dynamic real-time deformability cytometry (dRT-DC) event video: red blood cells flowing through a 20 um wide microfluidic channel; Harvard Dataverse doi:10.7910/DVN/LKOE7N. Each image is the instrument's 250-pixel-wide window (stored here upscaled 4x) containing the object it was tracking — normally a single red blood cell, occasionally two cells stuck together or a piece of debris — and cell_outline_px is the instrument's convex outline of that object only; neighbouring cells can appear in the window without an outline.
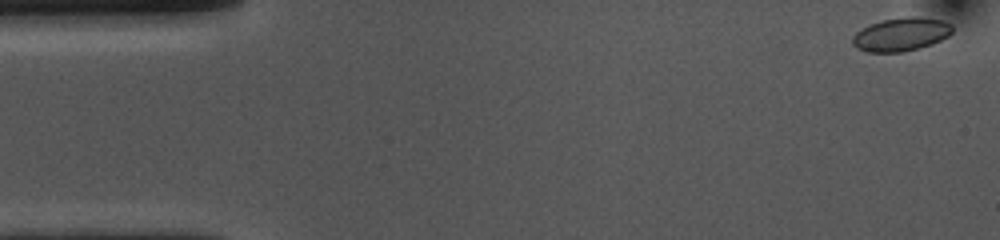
{"species": "common noctule bat (a hibernating species)", "species_latin": "Nyctalus noctula", "temperature_condition": "cold", "stored_images_in_passage": 53, "camera_frame_rate_fps": 3000, "um_per_image_px": 0.085, "animal": {"sex": "female", "body_mass_g": 10.0, "forearm_length_mm": 53.1}, "frame": {"image": 1, "passage_image": 1, "time_ms": 0.0, "image_size_px": [1000, 240], "cell_outline_px": [[952, 32], [948, 36], [932, 44], [920, 48], [900, 52], [868, 52], [856, 48], [852, 44], [852, 36], [856, 32], [872, 24], [884, 20], [908, 16], [920, 16], [944, 20], [952, 24]], "centroid_in_image_um": [76.62, 2.92], "position_along_channel_um": 8.4, "area_um2": 19.48}}
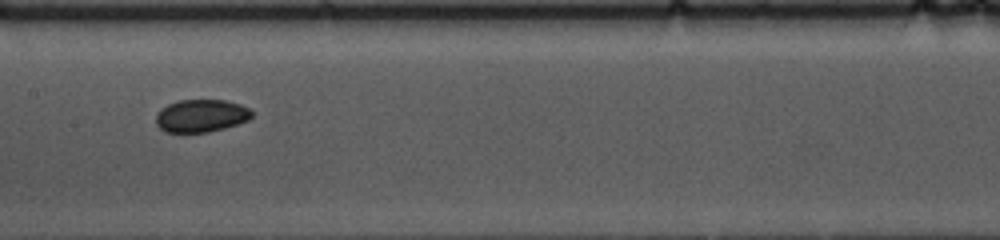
{"frame": {"image": 2, "passage_image": 25, "time_ms": 8.0, "image_size_px": [1000, 240], "cell_outline_px": [[252, 116], [248, 120], [224, 128], [208, 132], [164, 132], [156, 124], [156, 116], [160, 108], [168, 104], [180, 100], [224, 100], [240, 104], [248, 108], [252, 112]], "centroid_in_image_um": [17.07, 9.84], "position_along_channel_um": 190.3, "area_um2": 18.21}}
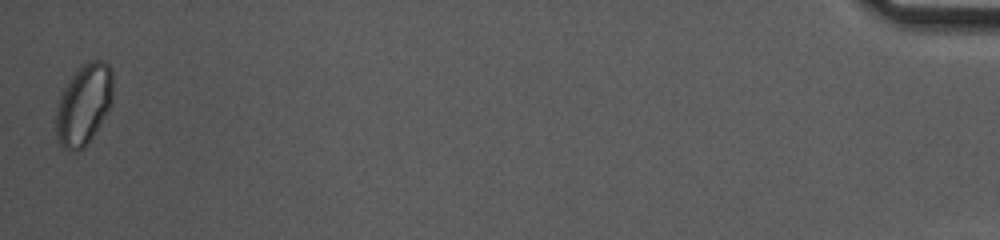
{"frame": {"image": 3, "passage_image": 53, "time_ms": 17.333, "image_size_px": [1000, 240], "cell_outline_px": [[112, 104], [88, 144], [84, 148], [68, 152], [56, 140], [56, 108], [60, 92], [80, 64], [88, 60], [104, 60], [112, 68]], "centroid_in_image_um": [7.11, 8.86], "position_along_channel_um": 428.1, "area_um2": 27.34}, "authors_computed_cell_mechanics": {"area_um2": 19.0162, "velocity_mm_per_s": 3.6161, "shape_relaxation_time_tau1_ms": 2.9552, "shape_relaxation_time_tau2_ms": 3.2262, "deformation_change_tau1": 0.0595, "deformation_change_tau2": 0.0554}}